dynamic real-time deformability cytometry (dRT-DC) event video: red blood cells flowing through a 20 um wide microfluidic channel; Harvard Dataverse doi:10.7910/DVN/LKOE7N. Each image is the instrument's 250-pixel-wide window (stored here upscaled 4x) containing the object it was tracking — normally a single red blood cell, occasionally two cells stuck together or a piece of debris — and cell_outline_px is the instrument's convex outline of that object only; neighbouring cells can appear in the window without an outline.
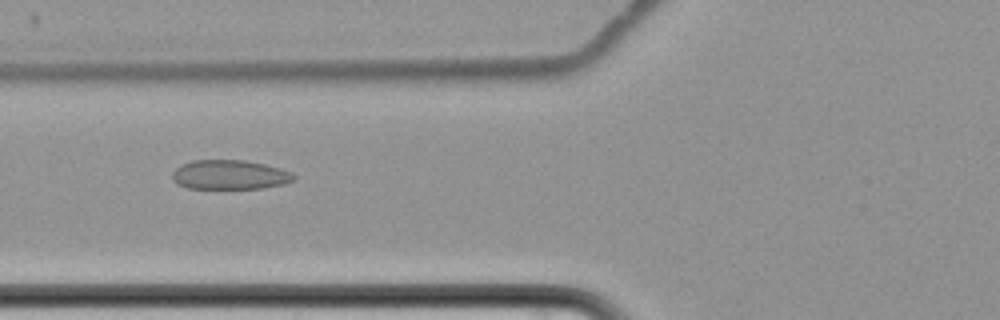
{"species": "common noctule bat (a hibernating species)", "species_latin": "Nyctalus noctula", "temperature_condition": "cold", "stored_images_in_passage": 8, "camera_frame_rate_fps": 3000, "um_per_image_px": 0.085, "animal": {"sex": "female", "body_mass_g": 22.7, "forearm_length_mm": 54.2}, "frame": {"image": 1, "passage_image": 7, "time_ms": 7.667, "image_size_px": [1000, 320], "cell_outline_px": [[296, 176], [292, 180], [284, 184], [264, 188], [188, 188], [176, 184], [172, 180], [172, 172], [180, 164], [192, 160], [244, 160], [264, 164], [280, 168], [292, 172]], "centroid_in_image_um": [19.5, 14.85], "position_along_channel_um": 106.3, "area_um2": 20.92}}
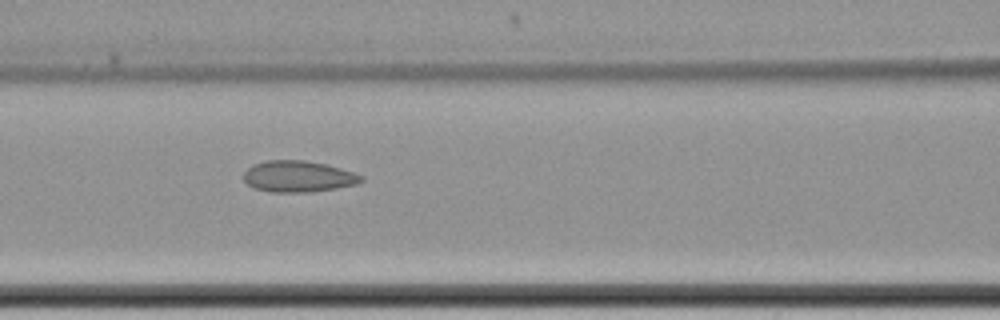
{"frame": {"image": 2, "passage_image": 8, "time_ms": 8.667, "image_size_px": [1000, 320], "cell_outline_px": [[364, 180], [356, 184], [336, 188], [312, 192], [268, 192], [252, 188], [244, 180], [244, 172], [252, 164], [268, 160], [304, 160], [328, 164], [364, 176]], "centroid_in_image_um": [25.34, 15.0], "position_along_channel_um": 141.3, "area_um2": 21.62}}